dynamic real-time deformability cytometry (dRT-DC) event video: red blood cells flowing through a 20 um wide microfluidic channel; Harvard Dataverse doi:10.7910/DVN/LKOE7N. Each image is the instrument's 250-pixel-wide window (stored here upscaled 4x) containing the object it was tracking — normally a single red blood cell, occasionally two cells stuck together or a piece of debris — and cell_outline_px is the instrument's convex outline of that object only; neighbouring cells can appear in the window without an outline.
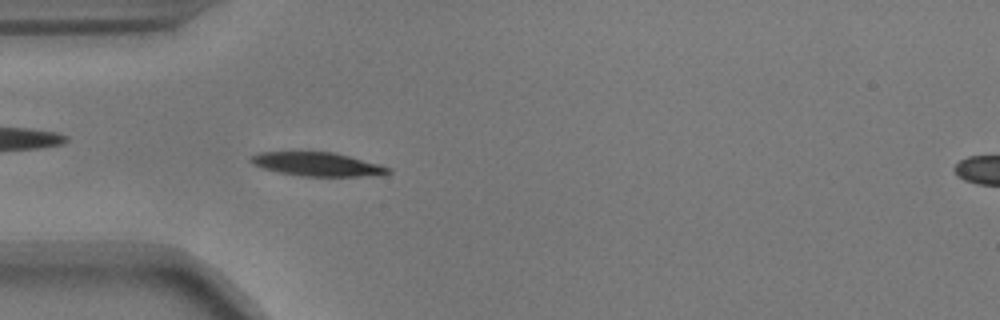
{"species": "common noctule bat (a hibernating species)", "species_latin": "Nyctalus noctula", "temperature_condition": "warm", "stored_images_in_passage": 55, "camera_frame_rate_fps": 3000, "um_per_image_px": 0.085, "animal": {"sex": "male", "body_mass_g": 17.9}, "frame": {"image": 1, "passage_image": 16, "time_ms": 5.0, "image_size_px": [1000, 320], "cell_outline_px": [[392, 172], [360, 176], [300, 176], [280, 172], [264, 168], [252, 164], [248, 160], [248, 156], [260, 152], [332, 152], [380, 164], [392, 168]], "centroid_in_image_um": [26.92, 13.95], "position_along_channel_um": 58.1, "area_um2": 18.79}}
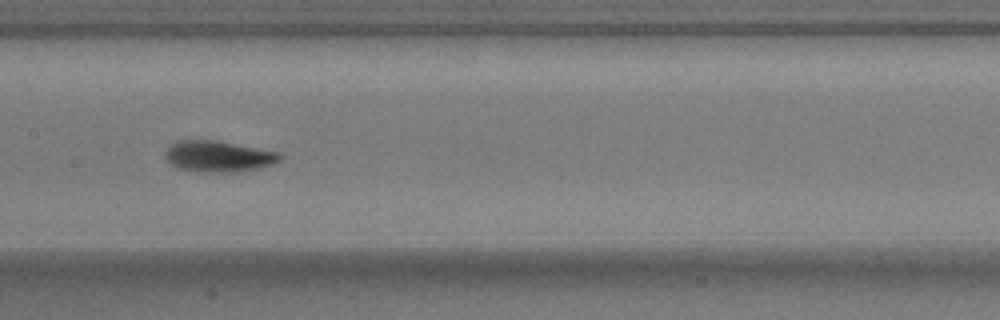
{"frame": {"image": 2, "passage_image": 27, "time_ms": 8.667, "image_size_px": [1000, 320], "cell_outline_px": [[284, 156], [280, 160], [272, 164], [260, 168], [180, 168], [172, 164], [164, 156], [164, 152], [176, 140], [216, 140], [280, 152]], "centroid_in_image_um": [18.59, 13.18], "position_along_channel_um": 188.8, "area_um2": 19.19}}
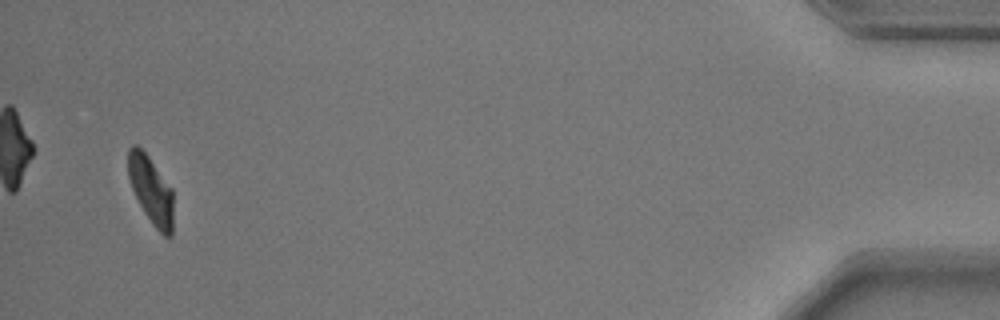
{"frame": {"image": 3, "passage_image": 53, "time_ms": 17.333, "image_size_px": [1000, 320], "cell_outline_px": [[172, 236], [164, 236], [152, 224], [144, 212], [132, 188], [128, 176], [128, 148], [132, 144], [136, 144], [148, 156], [172, 188]], "centroid_in_image_um": [12.82, 16.14], "position_along_channel_um": 422.4, "area_um2": 17.57}, "authors_computed_cell_mechanics": {"area_um2": 19.1896, "velocity_mm_per_s": 3.6415, "shape_relaxation_time_tau1_ms": 2.6173, "shape_relaxation_time_tau2_ms": 1.6366, "deformation_change_tau1": 0.134, "deformation_change_tau2": 0.0563}}